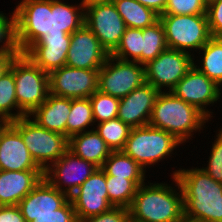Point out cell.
<instances>
[{
  "instance_id": "30",
  "label": "cell",
  "mask_w": 222,
  "mask_h": 222,
  "mask_svg": "<svg viewBox=\"0 0 222 222\" xmlns=\"http://www.w3.org/2000/svg\"><path fill=\"white\" fill-rule=\"evenodd\" d=\"M143 29L126 28L117 48L111 56L123 60L142 64Z\"/></svg>"
},
{
  "instance_id": "2",
  "label": "cell",
  "mask_w": 222,
  "mask_h": 222,
  "mask_svg": "<svg viewBox=\"0 0 222 222\" xmlns=\"http://www.w3.org/2000/svg\"><path fill=\"white\" fill-rule=\"evenodd\" d=\"M183 193L185 222H222V183L215 181L200 166L170 172Z\"/></svg>"
},
{
  "instance_id": "3",
  "label": "cell",
  "mask_w": 222,
  "mask_h": 222,
  "mask_svg": "<svg viewBox=\"0 0 222 222\" xmlns=\"http://www.w3.org/2000/svg\"><path fill=\"white\" fill-rule=\"evenodd\" d=\"M170 178L171 184L145 181L138 187L129 208L131 221L185 222L181 186L175 176Z\"/></svg>"
},
{
  "instance_id": "33",
  "label": "cell",
  "mask_w": 222,
  "mask_h": 222,
  "mask_svg": "<svg viewBox=\"0 0 222 222\" xmlns=\"http://www.w3.org/2000/svg\"><path fill=\"white\" fill-rule=\"evenodd\" d=\"M0 11V54L20 56L22 54L17 42L16 14ZM10 14V15H9Z\"/></svg>"
},
{
  "instance_id": "23",
  "label": "cell",
  "mask_w": 222,
  "mask_h": 222,
  "mask_svg": "<svg viewBox=\"0 0 222 222\" xmlns=\"http://www.w3.org/2000/svg\"><path fill=\"white\" fill-rule=\"evenodd\" d=\"M68 149L98 168H102L112 152L95 129L71 136Z\"/></svg>"
},
{
  "instance_id": "22",
  "label": "cell",
  "mask_w": 222,
  "mask_h": 222,
  "mask_svg": "<svg viewBox=\"0 0 222 222\" xmlns=\"http://www.w3.org/2000/svg\"><path fill=\"white\" fill-rule=\"evenodd\" d=\"M71 109V99L48 94L46 101L29 117L39 126L66 136V124Z\"/></svg>"
},
{
  "instance_id": "35",
  "label": "cell",
  "mask_w": 222,
  "mask_h": 222,
  "mask_svg": "<svg viewBox=\"0 0 222 222\" xmlns=\"http://www.w3.org/2000/svg\"><path fill=\"white\" fill-rule=\"evenodd\" d=\"M215 132V137L210 147V156L202 169L215 181L222 183V128L221 126Z\"/></svg>"
},
{
  "instance_id": "31",
  "label": "cell",
  "mask_w": 222,
  "mask_h": 222,
  "mask_svg": "<svg viewBox=\"0 0 222 222\" xmlns=\"http://www.w3.org/2000/svg\"><path fill=\"white\" fill-rule=\"evenodd\" d=\"M94 129L111 151H121L132 128L116 117L105 122L96 123Z\"/></svg>"
},
{
  "instance_id": "15",
  "label": "cell",
  "mask_w": 222,
  "mask_h": 222,
  "mask_svg": "<svg viewBox=\"0 0 222 222\" xmlns=\"http://www.w3.org/2000/svg\"><path fill=\"white\" fill-rule=\"evenodd\" d=\"M77 220L99 215L113 207L108 199L106 174L102 168L95 172L70 195Z\"/></svg>"
},
{
  "instance_id": "5",
  "label": "cell",
  "mask_w": 222,
  "mask_h": 222,
  "mask_svg": "<svg viewBox=\"0 0 222 222\" xmlns=\"http://www.w3.org/2000/svg\"><path fill=\"white\" fill-rule=\"evenodd\" d=\"M183 146L172 134L150 125L134 127L121 150L136 161L145 171L155 168L161 161L175 155ZM178 148V149H177ZM176 150V152L174 151ZM175 152V153H174Z\"/></svg>"
},
{
  "instance_id": "26",
  "label": "cell",
  "mask_w": 222,
  "mask_h": 222,
  "mask_svg": "<svg viewBox=\"0 0 222 222\" xmlns=\"http://www.w3.org/2000/svg\"><path fill=\"white\" fill-rule=\"evenodd\" d=\"M126 27L143 29L159 20V14L136 0H111Z\"/></svg>"
},
{
  "instance_id": "34",
  "label": "cell",
  "mask_w": 222,
  "mask_h": 222,
  "mask_svg": "<svg viewBox=\"0 0 222 222\" xmlns=\"http://www.w3.org/2000/svg\"><path fill=\"white\" fill-rule=\"evenodd\" d=\"M94 122L101 123L118 116L120 99L108 94L95 91L90 97Z\"/></svg>"
},
{
  "instance_id": "10",
  "label": "cell",
  "mask_w": 222,
  "mask_h": 222,
  "mask_svg": "<svg viewBox=\"0 0 222 222\" xmlns=\"http://www.w3.org/2000/svg\"><path fill=\"white\" fill-rule=\"evenodd\" d=\"M145 82V66L111 55L98 71V90L116 98L127 96Z\"/></svg>"
},
{
  "instance_id": "29",
  "label": "cell",
  "mask_w": 222,
  "mask_h": 222,
  "mask_svg": "<svg viewBox=\"0 0 222 222\" xmlns=\"http://www.w3.org/2000/svg\"><path fill=\"white\" fill-rule=\"evenodd\" d=\"M108 199L113 207L130 208L138 186L130 179L106 175Z\"/></svg>"
},
{
  "instance_id": "19",
  "label": "cell",
  "mask_w": 222,
  "mask_h": 222,
  "mask_svg": "<svg viewBox=\"0 0 222 222\" xmlns=\"http://www.w3.org/2000/svg\"><path fill=\"white\" fill-rule=\"evenodd\" d=\"M71 34H47L42 36L25 53L43 71H51L66 65Z\"/></svg>"
},
{
  "instance_id": "6",
  "label": "cell",
  "mask_w": 222,
  "mask_h": 222,
  "mask_svg": "<svg viewBox=\"0 0 222 222\" xmlns=\"http://www.w3.org/2000/svg\"><path fill=\"white\" fill-rule=\"evenodd\" d=\"M159 20L164 27L167 47L170 49L194 56L212 38L207 14H161Z\"/></svg>"
},
{
  "instance_id": "39",
  "label": "cell",
  "mask_w": 222,
  "mask_h": 222,
  "mask_svg": "<svg viewBox=\"0 0 222 222\" xmlns=\"http://www.w3.org/2000/svg\"><path fill=\"white\" fill-rule=\"evenodd\" d=\"M206 14L212 37H222V0L208 4Z\"/></svg>"
},
{
  "instance_id": "1",
  "label": "cell",
  "mask_w": 222,
  "mask_h": 222,
  "mask_svg": "<svg viewBox=\"0 0 222 222\" xmlns=\"http://www.w3.org/2000/svg\"><path fill=\"white\" fill-rule=\"evenodd\" d=\"M20 0L14 6L17 42L24 54L42 36L72 34L84 24L85 0Z\"/></svg>"
},
{
  "instance_id": "9",
  "label": "cell",
  "mask_w": 222,
  "mask_h": 222,
  "mask_svg": "<svg viewBox=\"0 0 222 222\" xmlns=\"http://www.w3.org/2000/svg\"><path fill=\"white\" fill-rule=\"evenodd\" d=\"M84 23L109 55L117 48L127 28L111 0H85Z\"/></svg>"
},
{
  "instance_id": "38",
  "label": "cell",
  "mask_w": 222,
  "mask_h": 222,
  "mask_svg": "<svg viewBox=\"0 0 222 222\" xmlns=\"http://www.w3.org/2000/svg\"><path fill=\"white\" fill-rule=\"evenodd\" d=\"M130 213L128 208L111 207L108 211L99 215L87 217L78 222H129Z\"/></svg>"
},
{
  "instance_id": "43",
  "label": "cell",
  "mask_w": 222,
  "mask_h": 222,
  "mask_svg": "<svg viewBox=\"0 0 222 222\" xmlns=\"http://www.w3.org/2000/svg\"><path fill=\"white\" fill-rule=\"evenodd\" d=\"M204 1V3L206 4V5H208V4H210L211 2H213L214 0H203Z\"/></svg>"
},
{
  "instance_id": "42",
  "label": "cell",
  "mask_w": 222,
  "mask_h": 222,
  "mask_svg": "<svg viewBox=\"0 0 222 222\" xmlns=\"http://www.w3.org/2000/svg\"><path fill=\"white\" fill-rule=\"evenodd\" d=\"M15 57L18 56L0 54V78L10 68V65Z\"/></svg>"
},
{
  "instance_id": "37",
  "label": "cell",
  "mask_w": 222,
  "mask_h": 222,
  "mask_svg": "<svg viewBox=\"0 0 222 222\" xmlns=\"http://www.w3.org/2000/svg\"><path fill=\"white\" fill-rule=\"evenodd\" d=\"M31 222H78L71 199L61 208L55 210L53 215L34 216Z\"/></svg>"
},
{
  "instance_id": "28",
  "label": "cell",
  "mask_w": 222,
  "mask_h": 222,
  "mask_svg": "<svg viewBox=\"0 0 222 222\" xmlns=\"http://www.w3.org/2000/svg\"><path fill=\"white\" fill-rule=\"evenodd\" d=\"M24 116L18 108L14 73L8 69L0 78V122H11Z\"/></svg>"
},
{
  "instance_id": "41",
  "label": "cell",
  "mask_w": 222,
  "mask_h": 222,
  "mask_svg": "<svg viewBox=\"0 0 222 222\" xmlns=\"http://www.w3.org/2000/svg\"><path fill=\"white\" fill-rule=\"evenodd\" d=\"M141 5L154 10L157 14L161 15L164 13L167 0H136Z\"/></svg>"
},
{
  "instance_id": "11",
  "label": "cell",
  "mask_w": 222,
  "mask_h": 222,
  "mask_svg": "<svg viewBox=\"0 0 222 222\" xmlns=\"http://www.w3.org/2000/svg\"><path fill=\"white\" fill-rule=\"evenodd\" d=\"M171 92L188 104L195 106L210 121L214 112L210 107H217L222 98V87L209 79L204 73L192 66L182 77ZM209 106V107H208ZM209 108V109H208Z\"/></svg>"
},
{
  "instance_id": "12",
  "label": "cell",
  "mask_w": 222,
  "mask_h": 222,
  "mask_svg": "<svg viewBox=\"0 0 222 222\" xmlns=\"http://www.w3.org/2000/svg\"><path fill=\"white\" fill-rule=\"evenodd\" d=\"M144 66L145 82L160 92H168L193 66V55L167 48Z\"/></svg>"
},
{
  "instance_id": "25",
  "label": "cell",
  "mask_w": 222,
  "mask_h": 222,
  "mask_svg": "<svg viewBox=\"0 0 222 222\" xmlns=\"http://www.w3.org/2000/svg\"><path fill=\"white\" fill-rule=\"evenodd\" d=\"M102 169L106 175L132 180L138 187L147 181V172L130 156L122 151H112Z\"/></svg>"
},
{
  "instance_id": "14",
  "label": "cell",
  "mask_w": 222,
  "mask_h": 222,
  "mask_svg": "<svg viewBox=\"0 0 222 222\" xmlns=\"http://www.w3.org/2000/svg\"><path fill=\"white\" fill-rule=\"evenodd\" d=\"M97 168L68 149L44 171L43 177L55 188L70 196Z\"/></svg>"
},
{
  "instance_id": "18",
  "label": "cell",
  "mask_w": 222,
  "mask_h": 222,
  "mask_svg": "<svg viewBox=\"0 0 222 222\" xmlns=\"http://www.w3.org/2000/svg\"><path fill=\"white\" fill-rule=\"evenodd\" d=\"M159 93L150 83L144 82L120 99L117 118L131 128L148 125Z\"/></svg>"
},
{
  "instance_id": "20",
  "label": "cell",
  "mask_w": 222,
  "mask_h": 222,
  "mask_svg": "<svg viewBox=\"0 0 222 222\" xmlns=\"http://www.w3.org/2000/svg\"><path fill=\"white\" fill-rule=\"evenodd\" d=\"M70 196L51 185L44 177L18 204L26 222L34 216L53 215Z\"/></svg>"
},
{
  "instance_id": "13",
  "label": "cell",
  "mask_w": 222,
  "mask_h": 222,
  "mask_svg": "<svg viewBox=\"0 0 222 222\" xmlns=\"http://www.w3.org/2000/svg\"><path fill=\"white\" fill-rule=\"evenodd\" d=\"M99 69L62 66L49 73V93L58 97L89 98L98 90Z\"/></svg>"
},
{
  "instance_id": "21",
  "label": "cell",
  "mask_w": 222,
  "mask_h": 222,
  "mask_svg": "<svg viewBox=\"0 0 222 222\" xmlns=\"http://www.w3.org/2000/svg\"><path fill=\"white\" fill-rule=\"evenodd\" d=\"M43 176V170H0V206L18 205Z\"/></svg>"
},
{
  "instance_id": "8",
  "label": "cell",
  "mask_w": 222,
  "mask_h": 222,
  "mask_svg": "<svg viewBox=\"0 0 222 222\" xmlns=\"http://www.w3.org/2000/svg\"><path fill=\"white\" fill-rule=\"evenodd\" d=\"M20 134L36 164L45 171L68 150L69 139L39 126L29 116L9 122Z\"/></svg>"
},
{
  "instance_id": "36",
  "label": "cell",
  "mask_w": 222,
  "mask_h": 222,
  "mask_svg": "<svg viewBox=\"0 0 222 222\" xmlns=\"http://www.w3.org/2000/svg\"><path fill=\"white\" fill-rule=\"evenodd\" d=\"M206 12L207 5L203 0H167L163 14L199 15Z\"/></svg>"
},
{
  "instance_id": "17",
  "label": "cell",
  "mask_w": 222,
  "mask_h": 222,
  "mask_svg": "<svg viewBox=\"0 0 222 222\" xmlns=\"http://www.w3.org/2000/svg\"><path fill=\"white\" fill-rule=\"evenodd\" d=\"M0 170H42L32 158L21 134L9 122H0Z\"/></svg>"
},
{
  "instance_id": "32",
  "label": "cell",
  "mask_w": 222,
  "mask_h": 222,
  "mask_svg": "<svg viewBox=\"0 0 222 222\" xmlns=\"http://www.w3.org/2000/svg\"><path fill=\"white\" fill-rule=\"evenodd\" d=\"M167 43L164 27L160 20L151 26L143 28L142 64L146 65L166 50Z\"/></svg>"
},
{
  "instance_id": "40",
  "label": "cell",
  "mask_w": 222,
  "mask_h": 222,
  "mask_svg": "<svg viewBox=\"0 0 222 222\" xmlns=\"http://www.w3.org/2000/svg\"><path fill=\"white\" fill-rule=\"evenodd\" d=\"M0 222H26L18 205L0 206Z\"/></svg>"
},
{
  "instance_id": "27",
  "label": "cell",
  "mask_w": 222,
  "mask_h": 222,
  "mask_svg": "<svg viewBox=\"0 0 222 222\" xmlns=\"http://www.w3.org/2000/svg\"><path fill=\"white\" fill-rule=\"evenodd\" d=\"M92 106L89 98L71 99V109L66 124V137L95 128ZM91 129H90V128Z\"/></svg>"
},
{
  "instance_id": "24",
  "label": "cell",
  "mask_w": 222,
  "mask_h": 222,
  "mask_svg": "<svg viewBox=\"0 0 222 222\" xmlns=\"http://www.w3.org/2000/svg\"><path fill=\"white\" fill-rule=\"evenodd\" d=\"M197 54L193 66L222 87V37H212Z\"/></svg>"
},
{
  "instance_id": "4",
  "label": "cell",
  "mask_w": 222,
  "mask_h": 222,
  "mask_svg": "<svg viewBox=\"0 0 222 222\" xmlns=\"http://www.w3.org/2000/svg\"><path fill=\"white\" fill-rule=\"evenodd\" d=\"M209 121L195 106L168 91L157 96L148 125L172 134L184 145L193 140L194 133L200 136Z\"/></svg>"
},
{
  "instance_id": "7",
  "label": "cell",
  "mask_w": 222,
  "mask_h": 222,
  "mask_svg": "<svg viewBox=\"0 0 222 222\" xmlns=\"http://www.w3.org/2000/svg\"><path fill=\"white\" fill-rule=\"evenodd\" d=\"M9 69L14 73L18 108L25 116H29L46 101L49 73L36 66L24 54L15 57Z\"/></svg>"
},
{
  "instance_id": "16",
  "label": "cell",
  "mask_w": 222,
  "mask_h": 222,
  "mask_svg": "<svg viewBox=\"0 0 222 222\" xmlns=\"http://www.w3.org/2000/svg\"><path fill=\"white\" fill-rule=\"evenodd\" d=\"M109 53L84 23L71 34L66 66L82 69H100Z\"/></svg>"
}]
</instances>
